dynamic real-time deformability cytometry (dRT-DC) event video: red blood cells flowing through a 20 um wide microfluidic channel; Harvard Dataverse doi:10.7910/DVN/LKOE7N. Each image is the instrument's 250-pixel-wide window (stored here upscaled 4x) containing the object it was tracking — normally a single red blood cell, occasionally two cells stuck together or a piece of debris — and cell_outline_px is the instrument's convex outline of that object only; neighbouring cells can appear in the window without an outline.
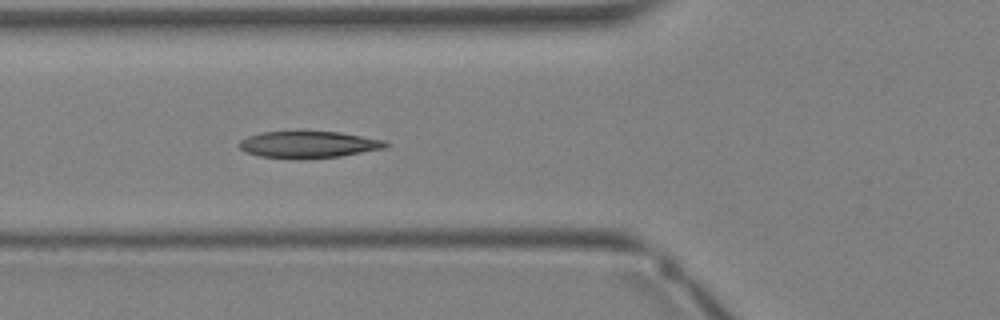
{"species": "Egyptian fruit bat (a non-hibernating species)", "species_latin": "Rousettus aegyptiacus", "temperature_condition": "warm", "stored_images_in_passage": 13, "camera_frame_rate_fps": 3000, "um_per_image_px": 0.085, "animal": {"sex": "female"}, "frame": {"image": 1, "passage_image": 13, "time_ms": 4.0, "image_size_px": [1000, 320], "cell_outline_px": [[388, 144], [384, 148], [340, 156], [260, 156], [244, 152], [236, 144], [240, 140], [248, 136], [260, 132], [340, 132], [384, 140]], "centroid_in_image_um": [26.19, 12.24], "position_along_channel_um": 99.6, "area_um2": 21.73}}